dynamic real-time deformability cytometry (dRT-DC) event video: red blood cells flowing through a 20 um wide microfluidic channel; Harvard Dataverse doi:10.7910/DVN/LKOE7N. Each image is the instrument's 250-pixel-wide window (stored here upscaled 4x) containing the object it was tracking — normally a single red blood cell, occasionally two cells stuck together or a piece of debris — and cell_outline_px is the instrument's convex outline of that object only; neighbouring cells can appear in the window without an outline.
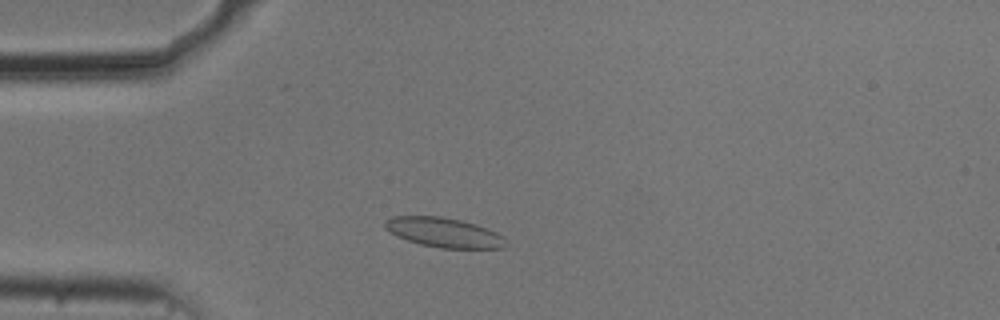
{"species": "common noctule bat (a hibernating species)", "species_latin": "Nyctalus noctula", "temperature_condition": "cold", "stored_images_in_passage": 24, "camera_frame_rate_fps": 3000, "um_per_image_px": 0.085, "animal": {"sex": "male", "body_mass_g": 20.5, "forearm_length_mm": 52.5}, "frame": {"image": 1, "passage_image": 9, "time_ms": 2.667, "image_size_px": [1000, 320], "cell_outline_px": [[508, 244], [504, 248], [440, 248], [420, 244], [396, 236], [384, 228], [384, 220], [392, 216], [440, 216], [460, 220], [476, 224], [488, 228], [504, 236]], "centroid_in_image_um": [37.74, 19.76], "position_along_channel_um": 47.3, "area_um2": 21.04}}
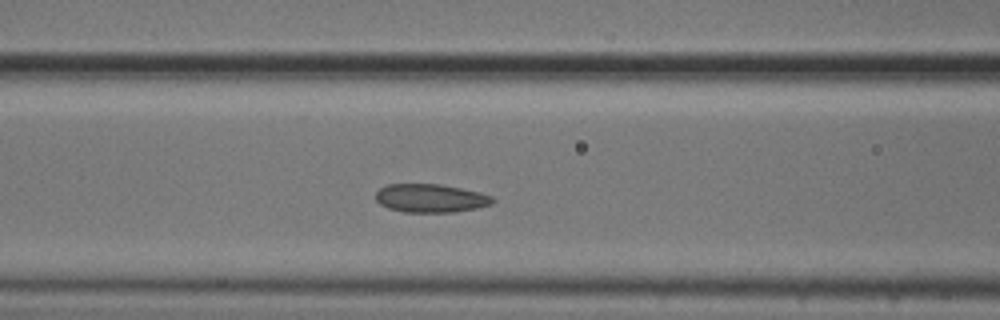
{"frame": {"image": 2, "passage_image": 17, "time_ms": 5.333, "image_size_px": [1000, 320], "cell_outline_px": [[496, 200], [492, 204], [476, 208], [452, 212], [404, 212], [388, 208], [380, 204], [376, 200], [376, 192], [380, 188], [388, 184], [440, 184], [480, 192], [492, 196]], "centroid_in_image_um": [36.61, 16.84], "position_along_channel_um": 130.0, "area_um2": 19.36}}
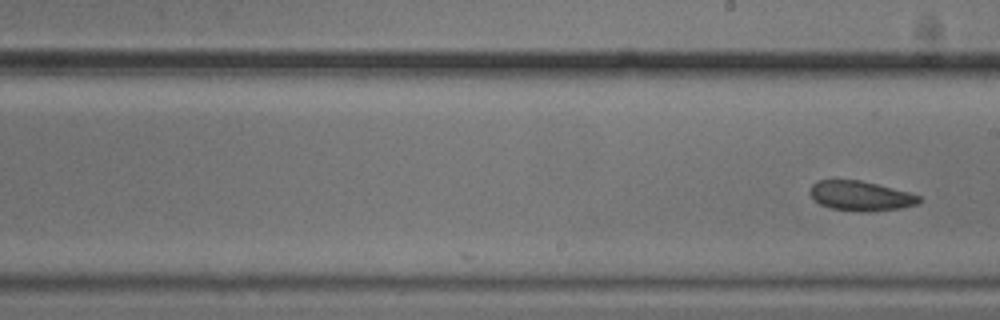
{"frame": {"image": 3, "passage_image": 24, "time_ms": 7.667, "image_size_px": [1000, 320], "cell_outline_px": [[924, 200], [916, 204], [900, 208], [868, 212], [860, 212], [828, 208], [820, 204], [808, 192], [812, 184], [816, 180], [860, 180], [908, 192], [920, 196]], "centroid_in_image_um": [73.13, 16.66], "position_along_channel_um": 215.9, "area_um2": 18.96}}